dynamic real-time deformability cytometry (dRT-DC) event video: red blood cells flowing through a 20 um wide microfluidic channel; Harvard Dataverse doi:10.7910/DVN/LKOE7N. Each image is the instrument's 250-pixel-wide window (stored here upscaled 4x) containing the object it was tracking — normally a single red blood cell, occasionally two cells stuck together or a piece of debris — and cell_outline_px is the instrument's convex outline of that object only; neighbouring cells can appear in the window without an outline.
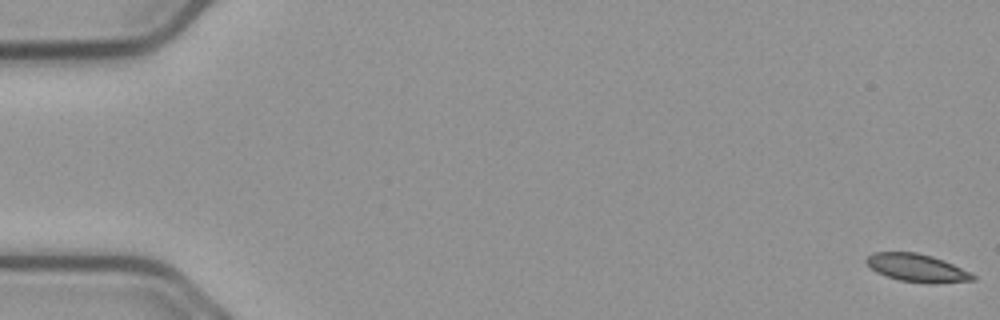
{"species": "common noctule bat (a hibernating species)", "species_latin": "Nyctalus noctula", "temperature_condition": "cold", "stored_images_in_passage": 17, "camera_frame_rate_fps": 3000, "um_per_image_px": 0.085, "animal": {"sex": "male", "body_mass_g": 23.1, "forearm_length_mm": 52.7}, "frame": {"image": 1, "passage_image": 1, "time_ms": 0.0, "image_size_px": [1000, 320], "cell_outline_px": [[976, 280], [936, 284], [928, 284], [900, 280], [876, 272], [864, 260], [872, 252], [916, 252], [932, 256], [944, 260], [976, 276]], "centroid_in_image_um": [77.95, 22.78], "position_along_channel_um": 7.1, "area_um2": 17.28}}
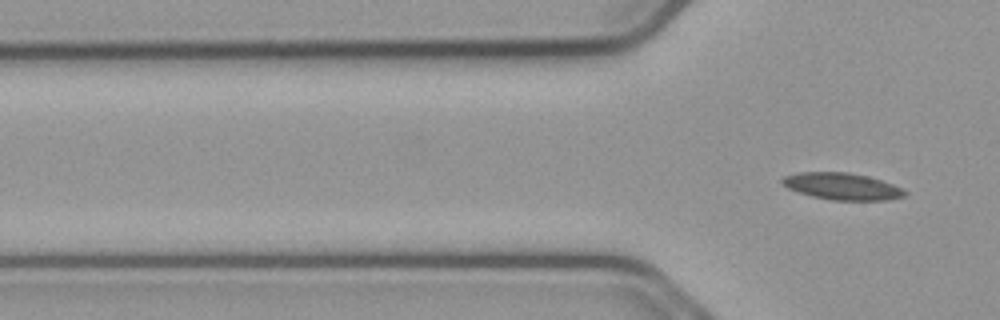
{"frame": {"image": 2, "passage_image": 17, "time_ms": 5.333, "image_size_px": [1000, 320], "cell_outline_px": [[908, 192], [904, 196], [888, 200], [832, 200], [812, 196], [788, 188], [780, 184], [780, 180], [784, 176], [800, 172], [848, 172], [868, 176], [892, 184]], "centroid_in_image_um": [71.55, 15.83], "position_along_channel_um": 54.3, "area_um2": 19.07}}